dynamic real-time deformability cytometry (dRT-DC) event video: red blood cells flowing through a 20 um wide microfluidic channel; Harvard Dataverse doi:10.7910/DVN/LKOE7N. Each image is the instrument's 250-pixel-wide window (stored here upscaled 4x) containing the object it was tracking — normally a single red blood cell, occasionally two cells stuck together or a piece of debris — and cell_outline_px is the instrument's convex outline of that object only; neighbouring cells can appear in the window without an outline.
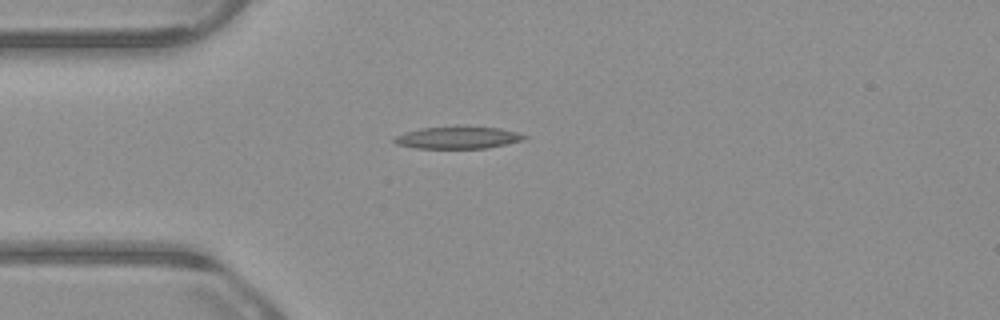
{"species": "common noctule bat (a hibernating species)", "species_latin": "Nyctalus noctula", "temperature_condition": "warm", "stored_images_in_passage": 40, "camera_frame_rate_fps": 3000, "um_per_image_px": 0.085, "animal": {"sex": "male", "body_mass_g": 23.1, "forearm_length_mm": 52.7}, "frame": {"image": 1, "passage_image": 1, "time_ms": 0.0, "image_size_px": [1000, 320], "cell_outline_px": [[528, 136], [524, 140], [488, 148], [416, 148], [396, 144], [392, 140], [396, 136], [404, 132], [420, 128], [500, 128], [516, 132]], "centroid_in_image_um": [38.9, 11.72], "position_along_channel_um": 46.1, "area_um2": 16.24}}
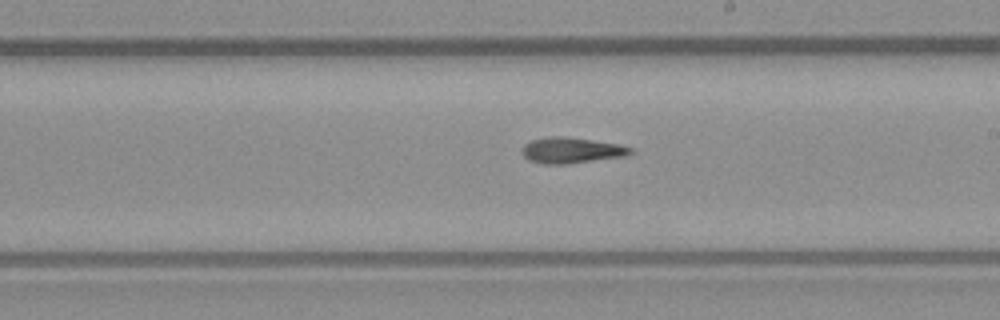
{"frame": {"image": 2, "passage_image": 17, "time_ms": 5.333, "image_size_px": [1000, 320], "cell_outline_px": [[636, 152], [624, 156], [568, 164], [540, 164], [528, 160], [520, 152], [520, 148], [524, 144], [532, 140], [548, 136], [568, 136], [620, 144], [632, 148]], "centroid_in_image_um": [48.54, 12.77], "position_along_channel_um": 240.5, "area_um2": 16.7}}
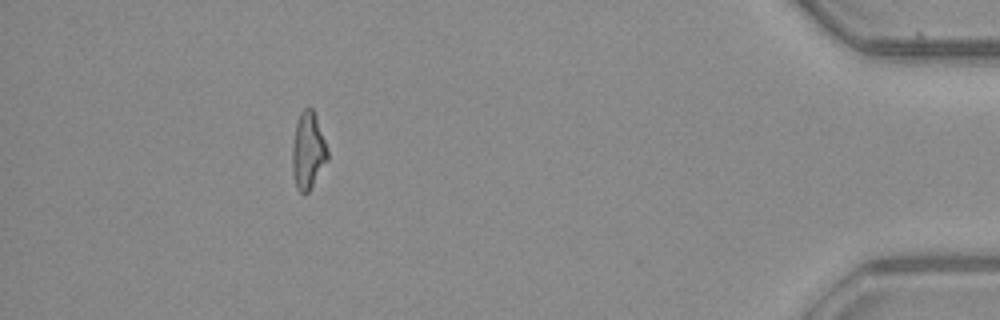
{"frame": {"image": 3, "passage_image": 35, "time_ms": 11.333, "image_size_px": [1000, 320], "cell_outline_px": [[328, 160], [308, 192], [304, 196], [296, 188], [292, 172], [292, 148], [296, 124], [300, 112], [304, 108], [312, 108], [316, 116], [328, 152]], "centroid_in_image_um": [26.17, 12.85], "position_along_channel_um": 409.0, "area_um2": 15.72}, "authors_computed_cell_mechanics": {"area_um2": 15.895, "velocity_mm_per_s": 3.8739, "shape_relaxation_time_tau1_ms": 10.3553, "shape_relaxation_time_tau2_ms": 5.9423, "deformation_change_tau1": 0.2668, "deformation_change_tau2": 0.1944}}